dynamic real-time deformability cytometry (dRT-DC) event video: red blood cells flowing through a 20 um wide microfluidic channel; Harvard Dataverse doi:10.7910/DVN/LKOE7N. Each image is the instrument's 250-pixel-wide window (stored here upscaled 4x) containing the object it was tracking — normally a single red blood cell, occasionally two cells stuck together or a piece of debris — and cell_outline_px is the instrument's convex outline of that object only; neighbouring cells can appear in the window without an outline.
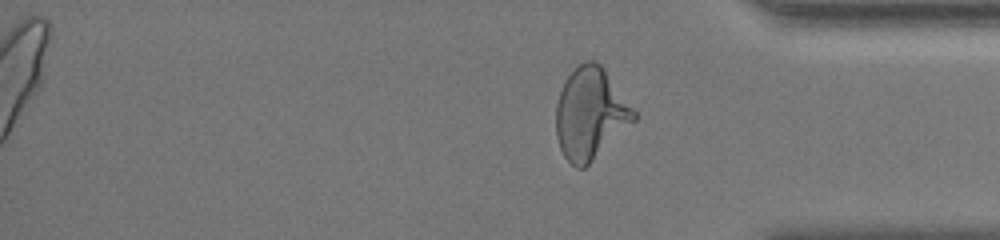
{"species": "human", "species_latin": "Homo sapiens", "temperature_condition": "room temperature", "stored_images_in_passage": 24, "camera_frame_rate_fps": 3000, "um_per_image_px": 0.085, "donor": {"sex": "female"}, "frame": {"image": 1, "passage_image": 24, "time_ms": 15.0, "image_size_px": [1000, 240], "cell_outline_px": [[636, 120], [584, 168], [576, 168], [564, 156], [560, 148], [556, 136], [556, 104], [560, 92], [568, 76], [580, 64], [588, 60], [596, 60], [604, 68], [636, 112]], "centroid_in_image_um": [50.18, 9.66], "position_along_channel_um": 385.0, "area_um2": 41.04}, "authors_computed_cell_mechanics": {"area_um2": 37.3388, "velocity_mm_per_s": 3.5023, "shape_relaxation_time_tau1_ms": 4.2631, "shape_relaxation_time_tau2_ms": null, "deformation_change_tau1": 0.1279, "deformation_change_tau2": null}}